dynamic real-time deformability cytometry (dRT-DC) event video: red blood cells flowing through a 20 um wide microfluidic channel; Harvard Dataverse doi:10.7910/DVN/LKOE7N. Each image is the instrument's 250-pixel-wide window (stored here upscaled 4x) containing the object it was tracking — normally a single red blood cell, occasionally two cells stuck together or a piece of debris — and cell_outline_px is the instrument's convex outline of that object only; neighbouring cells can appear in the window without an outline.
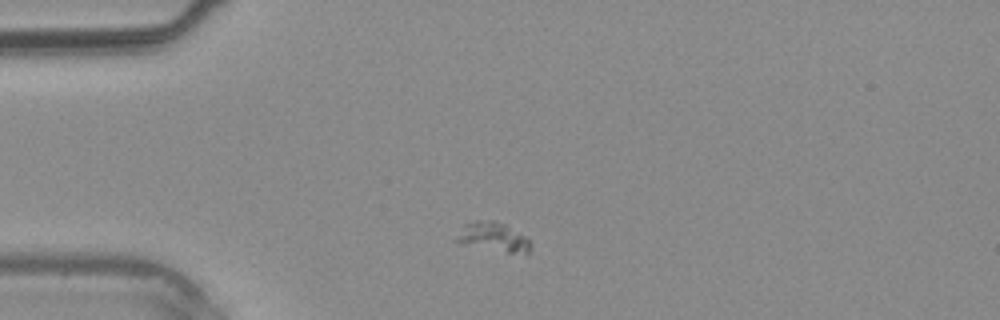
{"species": "common noctule bat (a hibernating species)", "species_latin": "Nyctalus noctula", "temperature_condition": "warm", "stored_images_in_passage": 1, "camera_frame_rate_fps": 3000, "um_per_image_px": 0.085, "animal": {"sex": "male", "body_mass_g": 20.4}, "frame": {"image": 1, "passage_image": 1, "time_ms": 0.0, "image_size_px": [1000, 320], "cell_outline_px": [[532, 244], [528, 252], [508, 252], [456, 244], [456, 240], [464, 224], [476, 220], [496, 220], [504, 224], [524, 236]], "centroid_in_image_um": [41.88, 20.13], "position_along_channel_um": 43.1, "area_um2": 12.37}}